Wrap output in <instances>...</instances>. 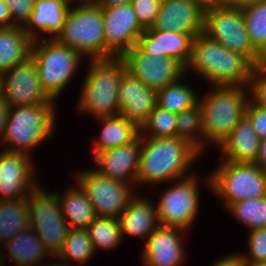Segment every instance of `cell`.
<instances>
[{"label":"cell","instance_id":"cell-10","mask_svg":"<svg viewBox=\"0 0 266 266\" xmlns=\"http://www.w3.org/2000/svg\"><path fill=\"white\" fill-rule=\"evenodd\" d=\"M47 191V192H46ZM30 228L53 256L61 251L70 230L60 208L58 194L48 193L39 185L27 197Z\"/></svg>","mask_w":266,"mask_h":266},{"label":"cell","instance_id":"cell-31","mask_svg":"<svg viewBox=\"0 0 266 266\" xmlns=\"http://www.w3.org/2000/svg\"><path fill=\"white\" fill-rule=\"evenodd\" d=\"M96 254L86 228H70L61 251L54 256L64 261V266H76L74 262L85 266ZM72 261V264L69 263Z\"/></svg>","mask_w":266,"mask_h":266},{"label":"cell","instance_id":"cell-34","mask_svg":"<svg viewBox=\"0 0 266 266\" xmlns=\"http://www.w3.org/2000/svg\"><path fill=\"white\" fill-rule=\"evenodd\" d=\"M175 137L189 142L201 154L204 150L203 122L199 103L176 116Z\"/></svg>","mask_w":266,"mask_h":266},{"label":"cell","instance_id":"cell-46","mask_svg":"<svg viewBox=\"0 0 266 266\" xmlns=\"http://www.w3.org/2000/svg\"><path fill=\"white\" fill-rule=\"evenodd\" d=\"M258 1L262 0H224V5L231 8L243 9L247 6L255 4Z\"/></svg>","mask_w":266,"mask_h":266},{"label":"cell","instance_id":"cell-13","mask_svg":"<svg viewBox=\"0 0 266 266\" xmlns=\"http://www.w3.org/2000/svg\"><path fill=\"white\" fill-rule=\"evenodd\" d=\"M121 58L126 64L127 72L155 91L186 74V68L176 59L144 53L136 45Z\"/></svg>","mask_w":266,"mask_h":266},{"label":"cell","instance_id":"cell-16","mask_svg":"<svg viewBox=\"0 0 266 266\" xmlns=\"http://www.w3.org/2000/svg\"><path fill=\"white\" fill-rule=\"evenodd\" d=\"M3 100L12 106L55 103L43 90L34 61L29 57L2 73Z\"/></svg>","mask_w":266,"mask_h":266},{"label":"cell","instance_id":"cell-45","mask_svg":"<svg viewBox=\"0 0 266 266\" xmlns=\"http://www.w3.org/2000/svg\"><path fill=\"white\" fill-rule=\"evenodd\" d=\"M255 163L266 173V139L260 140L259 152Z\"/></svg>","mask_w":266,"mask_h":266},{"label":"cell","instance_id":"cell-36","mask_svg":"<svg viewBox=\"0 0 266 266\" xmlns=\"http://www.w3.org/2000/svg\"><path fill=\"white\" fill-rule=\"evenodd\" d=\"M176 116L177 114L156 106L141 126L140 135L147 138L175 137Z\"/></svg>","mask_w":266,"mask_h":266},{"label":"cell","instance_id":"cell-22","mask_svg":"<svg viewBox=\"0 0 266 266\" xmlns=\"http://www.w3.org/2000/svg\"><path fill=\"white\" fill-rule=\"evenodd\" d=\"M71 5L68 0H35L24 31L33 41L39 39V33L42 36L49 33L51 36L48 39H55L62 31Z\"/></svg>","mask_w":266,"mask_h":266},{"label":"cell","instance_id":"cell-11","mask_svg":"<svg viewBox=\"0 0 266 266\" xmlns=\"http://www.w3.org/2000/svg\"><path fill=\"white\" fill-rule=\"evenodd\" d=\"M193 174L172 182V186L169 183L170 186L161 193L156 204L160 226L176 227L185 231L192 227L200 208V177Z\"/></svg>","mask_w":266,"mask_h":266},{"label":"cell","instance_id":"cell-23","mask_svg":"<svg viewBox=\"0 0 266 266\" xmlns=\"http://www.w3.org/2000/svg\"><path fill=\"white\" fill-rule=\"evenodd\" d=\"M153 203L149 197L137 194L131 198L118 217L123 240L127 235L146 240L159 226L157 207Z\"/></svg>","mask_w":266,"mask_h":266},{"label":"cell","instance_id":"cell-50","mask_svg":"<svg viewBox=\"0 0 266 266\" xmlns=\"http://www.w3.org/2000/svg\"><path fill=\"white\" fill-rule=\"evenodd\" d=\"M100 0H73V5L74 2L78 4H98Z\"/></svg>","mask_w":266,"mask_h":266},{"label":"cell","instance_id":"cell-30","mask_svg":"<svg viewBox=\"0 0 266 266\" xmlns=\"http://www.w3.org/2000/svg\"><path fill=\"white\" fill-rule=\"evenodd\" d=\"M184 76L179 80L156 91L157 106L178 114L183 110L192 108L198 103L199 93L194 88L183 84ZM183 80V81H182Z\"/></svg>","mask_w":266,"mask_h":266},{"label":"cell","instance_id":"cell-28","mask_svg":"<svg viewBox=\"0 0 266 266\" xmlns=\"http://www.w3.org/2000/svg\"><path fill=\"white\" fill-rule=\"evenodd\" d=\"M69 186L66 192L58 194L62 214L70 228H87L97 217L93 205L90 203L85 191L76 183Z\"/></svg>","mask_w":266,"mask_h":266},{"label":"cell","instance_id":"cell-40","mask_svg":"<svg viewBox=\"0 0 266 266\" xmlns=\"http://www.w3.org/2000/svg\"><path fill=\"white\" fill-rule=\"evenodd\" d=\"M17 27H24L33 12L35 0H4Z\"/></svg>","mask_w":266,"mask_h":266},{"label":"cell","instance_id":"cell-25","mask_svg":"<svg viewBox=\"0 0 266 266\" xmlns=\"http://www.w3.org/2000/svg\"><path fill=\"white\" fill-rule=\"evenodd\" d=\"M260 138L250 121L244 116L232 133L218 148L223 153L221 160L238 163H255L259 152Z\"/></svg>","mask_w":266,"mask_h":266},{"label":"cell","instance_id":"cell-4","mask_svg":"<svg viewBox=\"0 0 266 266\" xmlns=\"http://www.w3.org/2000/svg\"><path fill=\"white\" fill-rule=\"evenodd\" d=\"M77 108L96 119L119 115L118 86L127 71L121 57L90 60Z\"/></svg>","mask_w":266,"mask_h":266},{"label":"cell","instance_id":"cell-20","mask_svg":"<svg viewBox=\"0 0 266 266\" xmlns=\"http://www.w3.org/2000/svg\"><path fill=\"white\" fill-rule=\"evenodd\" d=\"M118 103L119 115L140 129L157 106L156 91L126 71L118 86Z\"/></svg>","mask_w":266,"mask_h":266},{"label":"cell","instance_id":"cell-38","mask_svg":"<svg viewBox=\"0 0 266 266\" xmlns=\"http://www.w3.org/2000/svg\"><path fill=\"white\" fill-rule=\"evenodd\" d=\"M249 90L250 99L260 107L266 108V63L264 61L254 66Z\"/></svg>","mask_w":266,"mask_h":266},{"label":"cell","instance_id":"cell-9","mask_svg":"<svg viewBox=\"0 0 266 266\" xmlns=\"http://www.w3.org/2000/svg\"><path fill=\"white\" fill-rule=\"evenodd\" d=\"M203 33L228 50L246 57L254 66L264 61L251 45L241 9L224 4L206 7Z\"/></svg>","mask_w":266,"mask_h":266},{"label":"cell","instance_id":"cell-8","mask_svg":"<svg viewBox=\"0 0 266 266\" xmlns=\"http://www.w3.org/2000/svg\"><path fill=\"white\" fill-rule=\"evenodd\" d=\"M38 41L32 42L30 57L36 66L43 90L55 101L71 82L83 57L55 39L45 37Z\"/></svg>","mask_w":266,"mask_h":266},{"label":"cell","instance_id":"cell-43","mask_svg":"<svg viewBox=\"0 0 266 266\" xmlns=\"http://www.w3.org/2000/svg\"><path fill=\"white\" fill-rule=\"evenodd\" d=\"M9 7L4 0H0V28L14 27Z\"/></svg>","mask_w":266,"mask_h":266},{"label":"cell","instance_id":"cell-7","mask_svg":"<svg viewBox=\"0 0 266 266\" xmlns=\"http://www.w3.org/2000/svg\"><path fill=\"white\" fill-rule=\"evenodd\" d=\"M217 166L205 184L221 198L224 209L241 200L266 196V173L256 163L221 160Z\"/></svg>","mask_w":266,"mask_h":266},{"label":"cell","instance_id":"cell-33","mask_svg":"<svg viewBox=\"0 0 266 266\" xmlns=\"http://www.w3.org/2000/svg\"><path fill=\"white\" fill-rule=\"evenodd\" d=\"M242 10L246 30L254 50L266 58V0L258 1Z\"/></svg>","mask_w":266,"mask_h":266},{"label":"cell","instance_id":"cell-35","mask_svg":"<svg viewBox=\"0 0 266 266\" xmlns=\"http://www.w3.org/2000/svg\"><path fill=\"white\" fill-rule=\"evenodd\" d=\"M227 211L249 231L266 228V196L238 201L231 204Z\"/></svg>","mask_w":266,"mask_h":266},{"label":"cell","instance_id":"cell-29","mask_svg":"<svg viewBox=\"0 0 266 266\" xmlns=\"http://www.w3.org/2000/svg\"><path fill=\"white\" fill-rule=\"evenodd\" d=\"M30 227L27 198L0 201V243L12 239Z\"/></svg>","mask_w":266,"mask_h":266},{"label":"cell","instance_id":"cell-5","mask_svg":"<svg viewBox=\"0 0 266 266\" xmlns=\"http://www.w3.org/2000/svg\"><path fill=\"white\" fill-rule=\"evenodd\" d=\"M56 107V103L12 106L0 140V144L8 143L4 150L30 156L32 149L45 139H53L57 129Z\"/></svg>","mask_w":266,"mask_h":266},{"label":"cell","instance_id":"cell-14","mask_svg":"<svg viewBox=\"0 0 266 266\" xmlns=\"http://www.w3.org/2000/svg\"><path fill=\"white\" fill-rule=\"evenodd\" d=\"M104 18L106 59L122 57L131 50L145 31L132 4L101 7Z\"/></svg>","mask_w":266,"mask_h":266},{"label":"cell","instance_id":"cell-32","mask_svg":"<svg viewBox=\"0 0 266 266\" xmlns=\"http://www.w3.org/2000/svg\"><path fill=\"white\" fill-rule=\"evenodd\" d=\"M86 229L95 252L111 251L123 242L118 218L96 217Z\"/></svg>","mask_w":266,"mask_h":266},{"label":"cell","instance_id":"cell-19","mask_svg":"<svg viewBox=\"0 0 266 266\" xmlns=\"http://www.w3.org/2000/svg\"><path fill=\"white\" fill-rule=\"evenodd\" d=\"M204 7L197 0H162L154 30L203 33Z\"/></svg>","mask_w":266,"mask_h":266},{"label":"cell","instance_id":"cell-17","mask_svg":"<svg viewBox=\"0 0 266 266\" xmlns=\"http://www.w3.org/2000/svg\"><path fill=\"white\" fill-rule=\"evenodd\" d=\"M187 232L159 225L144 241L141 252L143 266H182L186 256L182 239Z\"/></svg>","mask_w":266,"mask_h":266},{"label":"cell","instance_id":"cell-15","mask_svg":"<svg viewBox=\"0 0 266 266\" xmlns=\"http://www.w3.org/2000/svg\"><path fill=\"white\" fill-rule=\"evenodd\" d=\"M31 159L25 153L0 151V201L27 198L39 185Z\"/></svg>","mask_w":266,"mask_h":266},{"label":"cell","instance_id":"cell-42","mask_svg":"<svg viewBox=\"0 0 266 266\" xmlns=\"http://www.w3.org/2000/svg\"><path fill=\"white\" fill-rule=\"evenodd\" d=\"M213 266H244V259L240 253L236 252L218 259Z\"/></svg>","mask_w":266,"mask_h":266},{"label":"cell","instance_id":"cell-27","mask_svg":"<svg viewBox=\"0 0 266 266\" xmlns=\"http://www.w3.org/2000/svg\"><path fill=\"white\" fill-rule=\"evenodd\" d=\"M32 42L23 27L0 28V73L25 62Z\"/></svg>","mask_w":266,"mask_h":266},{"label":"cell","instance_id":"cell-21","mask_svg":"<svg viewBox=\"0 0 266 266\" xmlns=\"http://www.w3.org/2000/svg\"><path fill=\"white\" fill-rule=\"evenodd\" d=\"M198 34L201 33H176L151 27L141 34L136 46L144 53L170 56L186 68L192 56L194 37Z\"/></svg>","mask_w":266,"mask_h":266},{"label":"cell","instance_id":"cell-6","mask_svg":"<svg viewBox=\"0 0 266 266\" xmlns=\"http://www.w3.org/2000/svg\"><path fill=\"white\" fill-rule=\"evenodd\" d=\"M55 40L82 57L89 56V60L106 59L102 8L98 4H72Z\"/></svg>","mask_w":266,"mask_h":266},{"label":"cell","instance_id":"cell-12","mask_svg":"<svg viewBox=\"0 0 266 266\" xmlns=\"http://www.w3.org/2000/svg\"><path fill=\"white\" fill-rule=\"evenodd\" d=\"M73 176L85 191L97 217L118 218L136 192L132 185L107 178L94 168H85Z\"/></svg>","mask_w":266,"mask_h":266},{"label":"cell","instance_id":"cell-47","mask_svg":"<svg viewBox=\"0 0 266 266\" xmlns=\"http://www.w3.org/2000/svg\"><path fill=\"white\" fill-rule=\"evenodd\" d=\"M132 0H100L98 5L100 7H111L116 5L130 4Z\"/></svg>","mask_w":266,"mask_h":266},{"label":"cell","instance_id":"cell-3","mask_svg":"<svg viewBox=\"0 0 266 266\" xmlns=\"http://www.w3.org/2000/svg\"><path fill=\"white\" fill-rule=\"evenodd\" d=\"M212 92L198 99L201 108L204 150L207 143L221 144L245 116L250 100L249 86H213Z\"/></svg>","mask_w":266,"mask_h":266},{"label":"cell","instance_id":"cell-48","mask_svg":"<svg viewBox=\"0 0 266 266\" xmlns=\"http://www.w3.org/2000/svg\"><path fill=\"white\" fill-rule=\"evenodd\" d=\"M204 8L209 6L223 5L224 0H197Z\"/></svg>","mask_w":266,"mask_h":266},{"label":"cell","instance_id":"cell-1","mask_svg":"<svg viewBox=\"0 0 266 266\" xmlns=\"http://www.w3.org/2000/svg\"><path fill=\"white\" fill-rule=\"evenodd\" d=\"M201 153L189 142L177 137L147 138L141 136L137 186H152L187 178L191 166ZM188 172V173H187ZM188 174V175H187Z\"/></svg>","mask_w":266,"mask_h":266},{"label":"cell","instance_id":"cell-39","mask_svg":"<svg viewBox=\"0 0 266 266\" xmlns=\"http://www.w3.org/2000/svg\"><path fill=\"white\" fill-rule=\"evenodd\" d=\"M162 0H132L131 4L135 11L139 24L144 28H151L157 18Z\"/></svg>","mask_w":266,"mask_h":266},{"label":"cell","instance_id":"cell-49","mask_svg":"<svg viewBox=\"0 0 266 266\" xmlns=\"http://www.w3.org/2000/svg\"><path fill=\"white\" fill-rule=\"evenodd\" d=\"M244 266H266V262H254L244 260Z\"/></svg>","mask_w":266,"mask_h":266},{"label":"cell","instance_id":"cell-24","mask_svg":"<svg viewBox=\"0 0 266 266\" xmlns=\"http://www.w3.org/2000/svg\"><path fill=\"white\" fill-rule=\"evenodd\" d=\"M5 245V246H4ZM0 250V266H5V260L15 263L17 266H33L42 263L45 258L54 256L44 246L39 236L29 227L19 232L12 239L4 243ZM5 248L7 253H4ZM9 256V257H6ZM4 264V265H2Z\"/></svg>","mask_w":266,"mask_h":266},{"label":"cell","instance_id":"cell-2","mask_svg":"<svg viewBox=\"0 0 266 266\" xmlns=\"http://www.w3.org/2000/svg\"><path fill=\"white\" fill-rule=\"evenodd\" d=\"M254 65L239 53L211 40L204 33L194 37L186 72L208 81L210 86H249Z\"/></svg>","mask_w":266,"mask_h":266},{"label":"cell","instance_id":"cell-41","mask_svg":"<svg viewBox=\"0 0 266 266\" xmlns=\"http://www.w3.org/2000/svg\"><path fill=\"white\" fill-rule=\"evenodd\" d=\"M245 116L260 140L266 139V108L260 107L250 99L246 106Z\"/></svg>","mask_w":266,"mask_h":266},{"label":"cell","instance_id":"cell-51","mask_svg":"<svg viewBox=\"0 0 266 266\" xmlns=\"http://www.w3.org/2000/svg\"><path fill=\"white\" fill-rule=\"evenodd\" d=\"M4 94V79L2 73H0V101L3 100Z\"/></svg>","mask_w":266,"mask_h":266},{"label":"cell","instance_id":"cell-52","mask_svg":"<svg viewBox=\"0 0 266 266\" xmlns=\"http://www.w3.org/2000/svg\"><path fill=\"white\" fill-rule=\"evenodd\" d=\"M33 266H64V263H63V262H62V263H59V262L57 263V262H55V263L52 264V263L50 262V264H47V263H46V264H44V265H43V263H41V265H40V263H38V264L33 265Z\"/></svg>","mask_w":266,"mask_h":266},{"label":"cell","instance_id":"cell-18","mask_svg":"<svg viewBox=\"0 0 266 266\" xmlns=\"http://www.w3.org/2000/svg\"><path fill=\"white\" fill-rule=\"evenodd\" d=\"M141 135L131 143L105 150L92 160L94 168L101 175L137 187V173L140 161Z\"/></svg>","mask_w":266,"mask_h":266},{"label":"cell","instance_id":"cell-26","mask_svg":"<svg viewBox=\"0 0 266 266\" xmlns=\"http://www.w3.org/2000/svg\"><path fill=\"white\" fill-rule=\"evenodd\" d=\"M97 120L102 129L98 139L92 142V158L105 150L129 144L140 134V129L133 122L120 115Z\"/></svg>","mask_w":266,"mask_h":266},{"label":"cell","instance_id":"cell-37","mask_svg":"<svg viewBox=\"0 0 266 266\" xmlns=\"http://www.w3.org/2000/svg\"><path fill=\"white\" fill-rule=\"evenodd\" d=\"M248 253H241L244 260L254 262H266V228H258L249 231Z\"/></svg>","mask_w":266,"mask_h":266},{"label":"cell","instance_id":"cell-44","mask_svg":"<svg viewBox=\"0 0 266 266\" xmlns=\"http://www.w3.org/2000/svg\"><path fill=\"white\" fill-rule=\"evenodd\" d=\"M11 106L4 100L0 101V140L5 130Z\"/></svg>","mask_w":266,"mask_h":266}]
</instances>
